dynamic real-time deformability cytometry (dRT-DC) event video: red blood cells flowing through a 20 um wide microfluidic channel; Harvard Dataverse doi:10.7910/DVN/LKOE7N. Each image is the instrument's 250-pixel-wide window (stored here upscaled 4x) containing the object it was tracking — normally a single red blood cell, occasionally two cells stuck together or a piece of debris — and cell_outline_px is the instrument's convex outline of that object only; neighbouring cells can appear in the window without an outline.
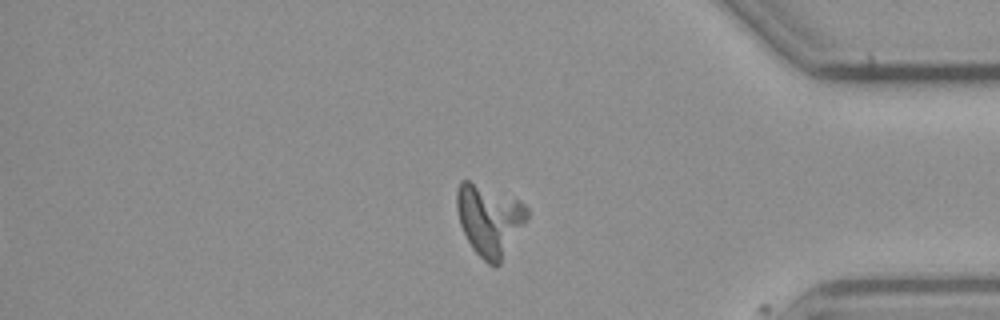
{"species": "common noctule bat (a hibernating species)", "species_latin": "Nyctalus noctula", "temperature_condition": "cold", "stored_images_in_passage": 39, "camera_frame_rate_fps": 3000, "um_per_image_px": 0.085, "animal": {"sex": "male", "body_mass_g": 23.1, "forearm_length_mm": 52.7}, "frame": {"image": 1, "passage_image": 30, "time_ms": 9.667, "image_size_px": [1000, 320], "cell_outline_px": [[528, 220], [500, 264], [496, 268], [488, 264], [472, 248], [460, 224], [456, 208], [456, 192], [460, 180], [468, 180], [520, 200], [528, 208]], "centroid_in_image_um": [41.61, 18.7], "position_along_channel_um": 393.6, "area_um2": 29.36}}
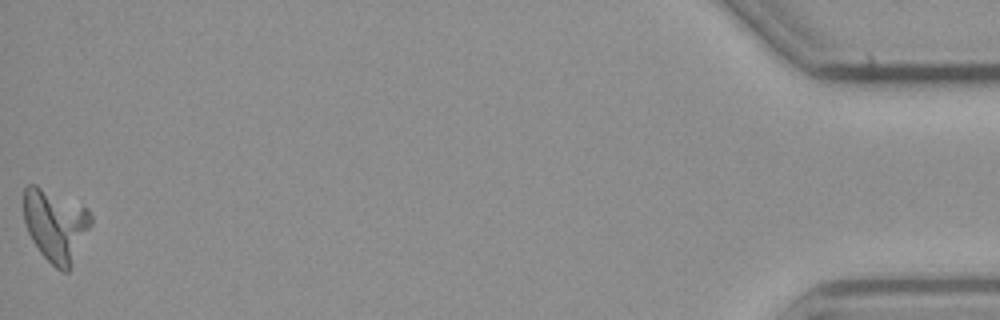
{"frame": {"image": 2, "passage_image": 39, "time_ms": 12.667, "image_size_px": [1000, 320], "cell_outline_px": [[92, 224], [68, 272], [64, 272], [56, 268], [40, 252], [32, 240], [28, 232], [24, 220], [24, 188], [28, 184], [36, 184], [88, 208], [92, 216]], "centroid_in_image_um": [4.73, 19.13], "position_along_channel_um": 430.5, "area_um2": 28.32}}